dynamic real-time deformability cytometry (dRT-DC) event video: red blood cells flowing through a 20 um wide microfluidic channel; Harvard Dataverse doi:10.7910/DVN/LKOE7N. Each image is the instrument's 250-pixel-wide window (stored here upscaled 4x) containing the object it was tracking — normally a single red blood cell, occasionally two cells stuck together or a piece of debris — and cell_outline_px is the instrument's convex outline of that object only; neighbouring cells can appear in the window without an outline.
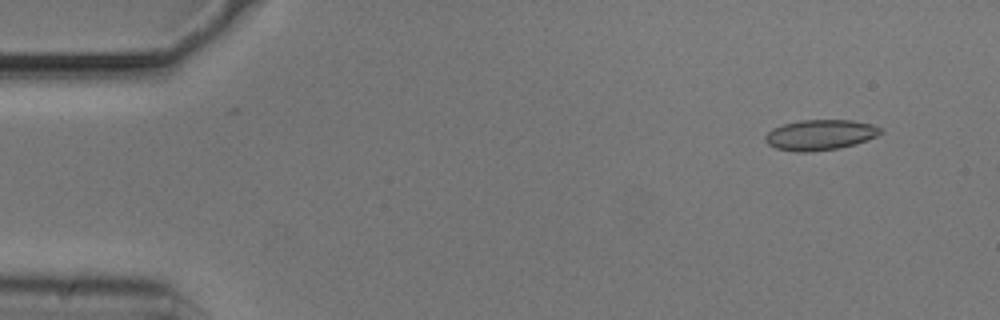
{"species": "common noctule bat (a hibernating species)", "species_latin": "Nyctalus noctula", "temperature_condition": "cold", "stored_images_in_passage": 38, "camera_frame_rate_fps": 3000, "um_per_image_px": 0.085, "animal": {"sex": "male", "body_mass_g": 20.5, "forearm_length_mm": 52.5}, "frame": {"image": 1, "passage_image": 3, "time_ms": 0.667, "image_size_px": [1000, 320], "cell_outline_px": [[884, 132], [876, 136], [856, 144], [840, 148], [812, 152], [796, 152], [776, 148], [768, 144], [764, 140], [764, 136], [772, 128], [784, 124], [800, 120], [852, 120], [872, 124], [880, 128]], "centroid_in_image_um": [69.7, 11.47], "position_along_channel_um": 15.3, "area_um2": 20.58}}
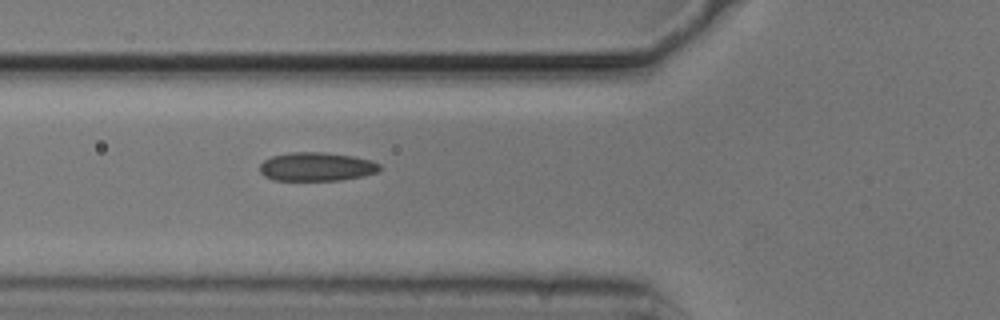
{"frame": {"image": 2, "passage_image": 18, "time_ms": 5.667, "image_size_px": [1000, 320], "cell_outline_px": [[380, 172], [364, 176], [340, 180], [272, 180], [264, 176], [260, 172], [260, 164], [264, 160], [272, 156], [292, 152], [324, 152], [352, 156], [372, 160], [380, 164]], "centroid_in_image_um": [26.93, 14.17], "position_along_channel_um": 98.9, "area_um2": 20.17}}
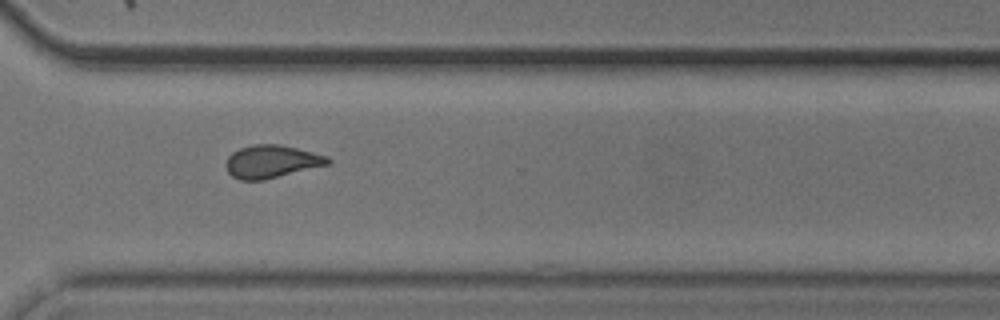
{"frame": {"image": 3, "passage_image": 38, "time_ms": 12.333, "image_size_px": [1000, 320], "cell_outline_px": [[332, 164], [264, 180], [240, 180], [232, 176], [228, 172], [224, 164], [228, 156], [232, 152], [240, 148], [252, 144], [280, 144], [328, 156], [332, 160]], "centroid_in_image_um": [23.09, 13.73], "position_along_channel_um": 347.5, "area_um2": 19.77}}